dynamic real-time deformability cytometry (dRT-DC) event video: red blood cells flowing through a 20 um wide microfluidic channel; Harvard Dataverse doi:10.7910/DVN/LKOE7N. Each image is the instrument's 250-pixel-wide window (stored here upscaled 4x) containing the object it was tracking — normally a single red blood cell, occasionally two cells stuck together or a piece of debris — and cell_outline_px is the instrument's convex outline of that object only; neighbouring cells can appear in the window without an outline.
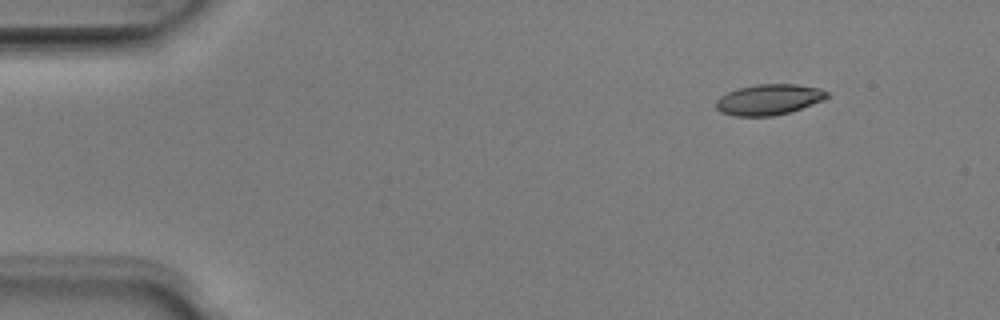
{"species": "Egyptian fruit bat (a non-hibernating species)", "species_latin": "Rousettus aegyptiacus", "temperature_condition": "room temperature", "stored_images_in_passage": 45, "camera_frame_rate_fps": 3000, "um_per_image_px": 0.085, "animal": {"sex": "male"}, "frame": {"image": 1, "passage_image": 1, "time_ms": 0.0, "image_size_px": [1000, 320], "cell_outline_px": [[828, 96], [824, 100], [788, 112], [772, 116], [736, 116], [720, 112], [716, 108], [716, 100], [720, 96], [728, 92], [740, 88], [756, 84], [796, 84], [820, 88], [828, 92]], "centroid_in_image_um": [65.34, 8.46], "position_along_channel_um": 19.7, "area_um2": 19.71}}
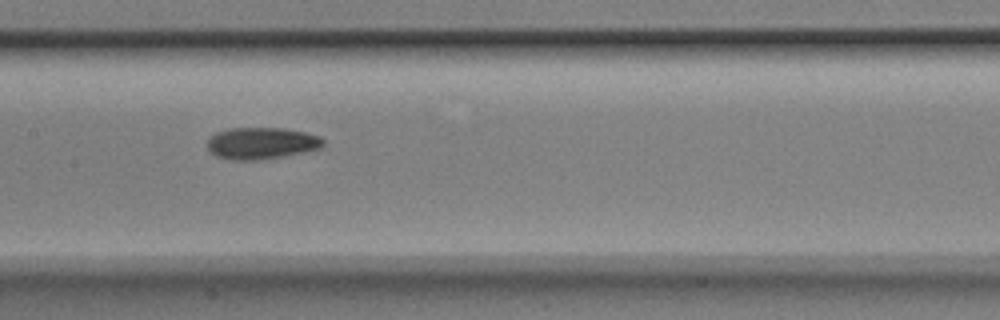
{"frame": {"image": 2, "passage_image": 20, "time_ms": 6.333, "image_size_px": [1000, 320], "cell_outline_px": [[324, 144], [320, 148], [304, 152], [284, 156], [260, 160], [228, 160], [216, 156], [208, 148], [208, 136], [216, 132], [228, 128], [284, 128], [304, 132], [320, 136], [324, 140]], "centroid_in_image_um": [22.21, 12.17], "position_along_channel_um": 185.2, "area_um2": 21.62}}
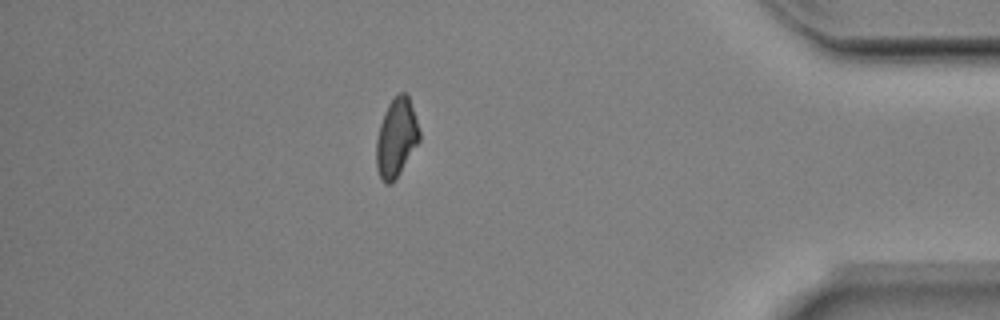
{"frame": {"image": 3, "passage_image": 39, "time_ms": 12.667, "image_size_px": [1000, 320], "cell_outline_px": [[420, 140], [400, 172], [388, 184], [384, 184], [376, 168], [376, 140], [380, 124], [388, 104], [400, 92], [404, 92], [408, 96], [420, 132]], "centroid_in_image_um": [33.67, 11.71], "position_along_channel_um": 401.5, "area_um2": 19.31}, "authors_computed_cell_mechanics": {"area_um2": 20.4034, "velocity_mm_per_s": 4.0425, "shape_relaxation_time_tau1_ms": 3.1348, "shape_relaxation_time_tau2_ms": null, "deformation_change_tau1": 0.1263, "deformation_change_tau2": null}}